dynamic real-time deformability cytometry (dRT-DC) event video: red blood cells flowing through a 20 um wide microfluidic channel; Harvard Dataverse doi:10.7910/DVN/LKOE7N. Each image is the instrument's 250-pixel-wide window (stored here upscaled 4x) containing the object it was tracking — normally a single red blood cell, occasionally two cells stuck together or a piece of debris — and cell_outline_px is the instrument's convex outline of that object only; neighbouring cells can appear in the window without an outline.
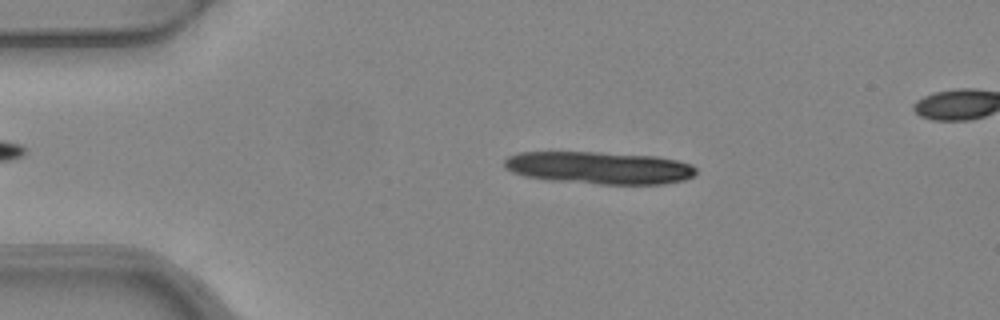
{"species": "common noctule bat (a hibernating species)", "species_latin": "Nyctalus noctula", "temperature_condition": "warm", "stored_images_in_passage": 5, "camera_frame_rate_fps": 3000, "um_per_image_px": 0.085, "animal": {"sex": "female", "body_mass_g": 24.6, "forearm_length_mm": 56.2}, "frame": {"image": 1, "passage_image": 2, "time_ms": 0.333, "image_size_px": [1000, 320], "cell_outline_px": [[696, 176], [684, 180], [664, 184], [600, 184], [548, 180], [524, 176], [512, 172], [504, 168], [504, 160], [508, 156], [516, 152], [600, 152], [656, 156], [676, 160], [692, 164], [696, 168]], "centroid_in_image_um": [50.94, 14.26], "position_along_channel_um": 34.1, "area_um2": 36.59}}
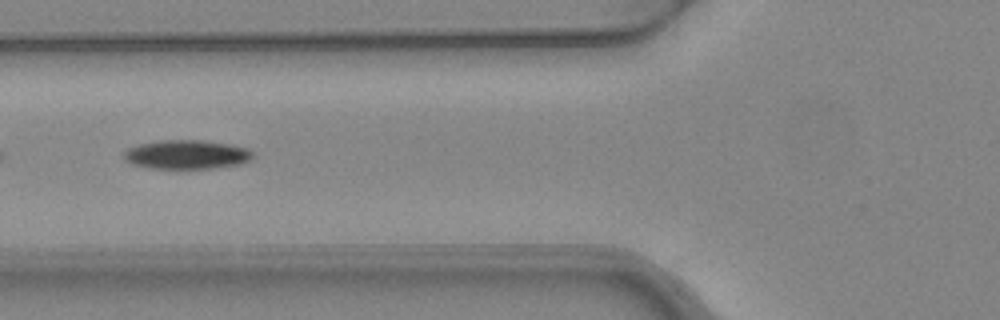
{"frame": {"image": 2, "passage_image": 5, "time_ms": 1.333, "image_size_px": [1000, 320], "cell_outline_px": [[252, 156], [248, 160], [240, 164], [212, 168], [148, 168], [132, 164], [124, 160], [124, 152], [128, 148], [140, 144], [160, 140], [204, 140], [228, 144], [248, 148], [252, 152]], "centroid_in_image_um": [15.83, 13.13], "position_along_channel_um": 110.0, "area_um2": 21.68}}